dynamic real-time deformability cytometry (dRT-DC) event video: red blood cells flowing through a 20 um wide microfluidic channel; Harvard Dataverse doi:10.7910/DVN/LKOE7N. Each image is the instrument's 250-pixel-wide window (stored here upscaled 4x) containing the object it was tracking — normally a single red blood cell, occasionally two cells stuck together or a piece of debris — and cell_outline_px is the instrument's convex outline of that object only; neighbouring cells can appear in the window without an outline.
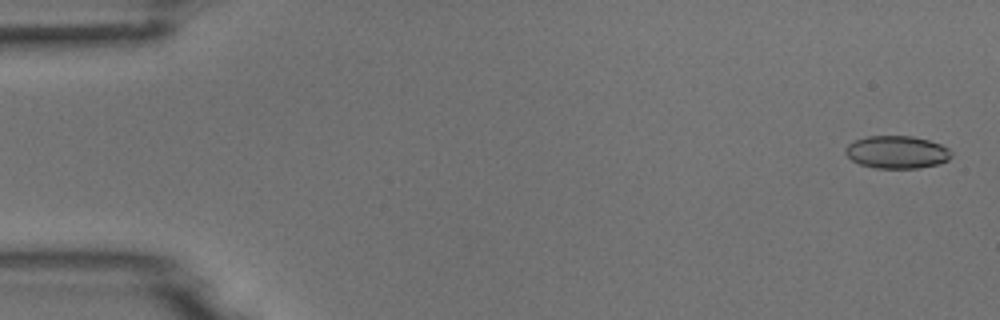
{"species": "common noctule bat (a hibernating species)", "species_latin": "Nyctalus noctula", "temperature_condition": "room temperature", "stored_images_in_passage": 54, "camera_frame_rate_fps": 3000, "um_per_image_px": 0.085, "animal": {"sex": "male", "body_mass_g": 18.8}, "frame": {"image": 1, "passage_image": 2, "time_ms": 0.333, "image_size_px": [1000, 320], "cell_outline_px": [[952, 156], [948, 160], [936, 164], [920, 168], [876, 168], [860, 164], [852, 160], [844, 152], [844, 148], [848, 144], [856, 140], [868, 136], [912, 136], [928, 140], [940, 144], [948, 148], [952, 152]], "centroid_in_image_um": [76.23, 12.93], "position_along_channel_um": 8.8, "area_um2": 20.11}}
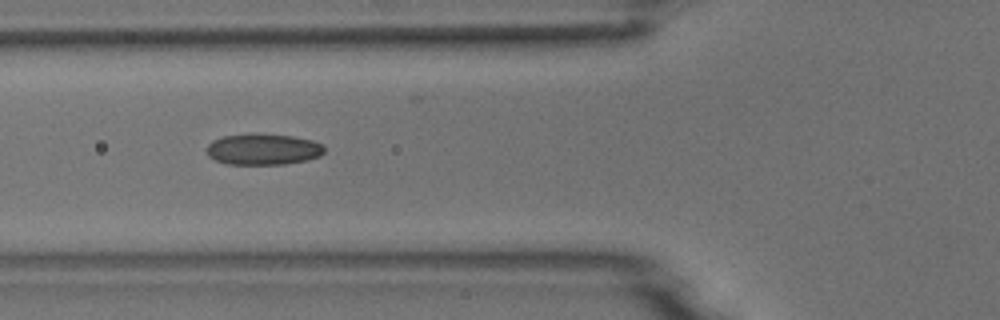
{"frame": {"image": 2, "passage_image": 20, "time_ms": 6.333, "image_size_px": [1000, 320], "cell_outline_px": [[324, 152], [320, 156], [308, 160], [284, 164], [224, 164], [208, 156], [208, 144], [212, 140], [224, 136], [252, 132], [292, 136], [312, 140], [324, 144]], "centroid_in_image_um": [22.38, 12.67], "position_along_channel_um": 103.4, "area_um2": 21.68}}
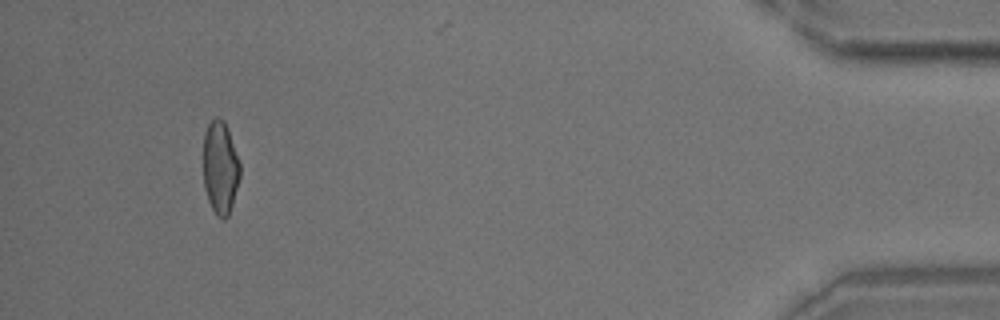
{"frame": {"image": 3, "passage_image": 50, "time_ms": 16.333, "image_size_px": [1000, 320], "cell_outline_px": [[240, 176], [232, 204], [228, 216], [224, 220], [216, 216], [208, 200], [204, 188], [204, 132], [208, 124], [216, 116], [224, 120], [228, 128], [240, 164]], "centroid_in_image_um": [18.72, 14.24], "position_along_channel_um": 416.5, "area_um2": 19.88}}